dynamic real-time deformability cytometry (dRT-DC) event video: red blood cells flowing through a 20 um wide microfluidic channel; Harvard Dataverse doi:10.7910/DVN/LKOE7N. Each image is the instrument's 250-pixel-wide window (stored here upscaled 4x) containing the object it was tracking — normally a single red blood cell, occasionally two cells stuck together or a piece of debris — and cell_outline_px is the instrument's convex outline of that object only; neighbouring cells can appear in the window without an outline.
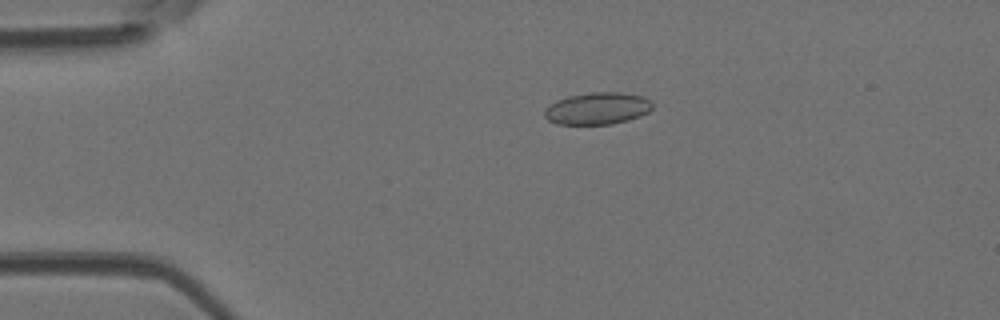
{"species": "Egyptian fruit bat (a non-hibernating species)", "species_latin": "Rousettus aegyptiacus", "temperature_condition": "room temperature", "stored_images_in_passage": 41, "camera_frame_rate_fps": 3000, "um_per_image_px": 0.085, "animal": {"sex": "female"}, "frame": {"image": 1, "passage_image": 1, "time_ms": 0.0, "image_size_px": [1000, 320], "cell_outline_px": [[652, 108], [648, 112], [640, 116], [628, 120], [612, 124], [556, 124], [548, 120], [544, 116], [544, 112], [556, 100], [568, 96], [588, 92], [620, 92], [644, 96], [652, 100]], "centroid_in_image_um": [50.81, 9.21], "position_along_channel_um": 34.2, "area_um2": 20.23}}
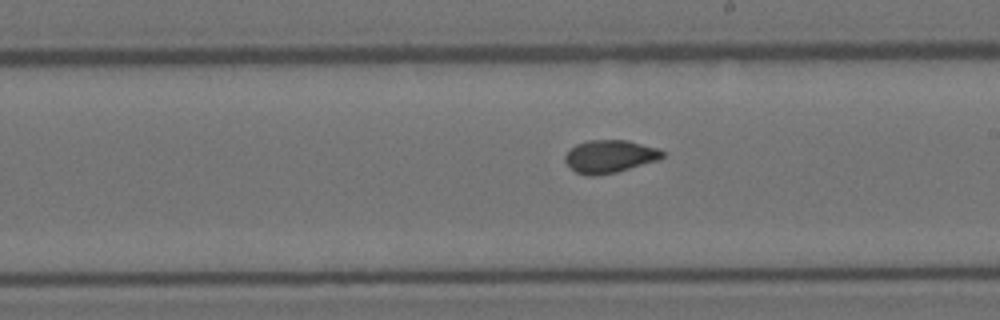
{"frame": {"image": 2, "passage_image": 19, "time_ms": 6.0, "image_size_px": [1000, 320], "cell_outline_px": [[664, 156], [660, 160], [616, 172], [596, 176], [588, 176], [576, 172], [564, 160], [564, 156], [576, 144], [588, 140], [628, 140], [660, 148], [664, 152]], "centroid_in_image_um": [51.87, 13.29], "position_along_channel_um": 237.1, "area_um2": 18.73}}
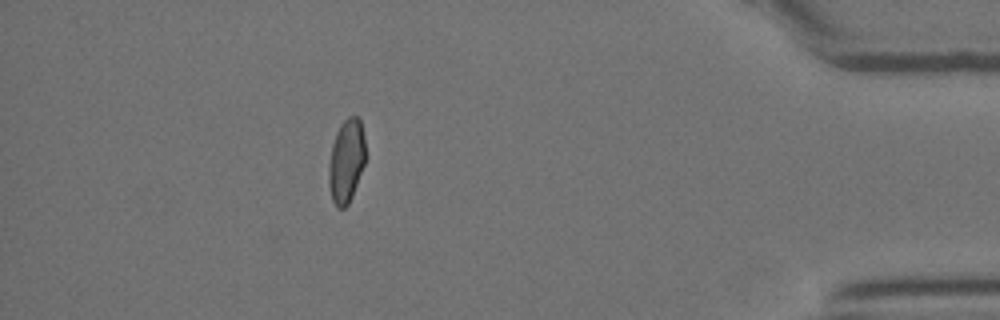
{"frame": {"image": 3, "passage_image": 35, "time_ms": 11.333, "image_size_px": [1000, 320], "cell_outline_px": [[364, 164], [352, 196], [348, 204], [344, 208], [336, 208], [332, 200], [328, 184], [328, 164], [332, 144], [336, 132], [340, 124], [348, 116], [356, 116], [360, 120], [364, 136]], "centroid_in_image_um": [29.4, 13.69], "position_along_channel_um": 405.8, "area_um2": 17.92}, "authors_computed_cell_mechanics": {"area_um2": 18.3804, "velocity_mm_per_s": 4.0771, "shape_relaxation_time_tau1_ms": null, "shape_relaxation_time_tau2_ms": 1.0247, "deformation_change_tau1": null, "deformation_change_tau2": 0.0547}}